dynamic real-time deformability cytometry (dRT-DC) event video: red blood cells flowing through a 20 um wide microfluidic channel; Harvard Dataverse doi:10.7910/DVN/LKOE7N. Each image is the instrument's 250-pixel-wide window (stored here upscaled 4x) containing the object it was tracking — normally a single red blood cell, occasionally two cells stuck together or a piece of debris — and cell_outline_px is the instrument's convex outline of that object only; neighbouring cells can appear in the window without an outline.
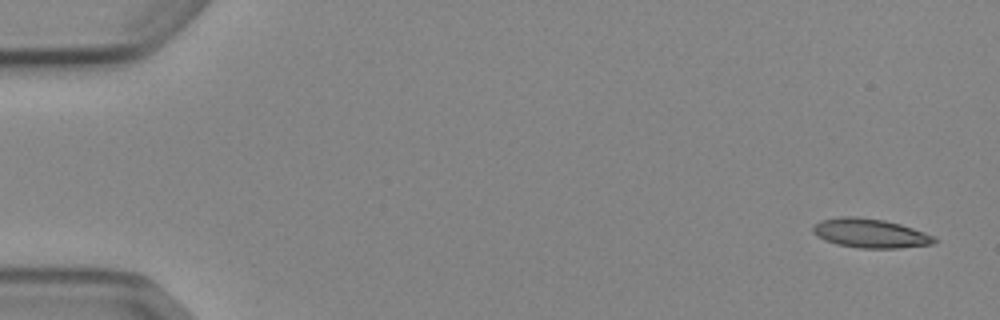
{"species": "Egyptian fruit bat (a non-hibernating species)", "species_latin": "Rousettus aegyptiacus", "temperature_condition": "cold", "stored_images_in_passage": 5, "camera_frame_rate_fps": 3000, "um_per_image_px": 0.085, "animal": {"sex": "female"}, "frame": {"image": 1, "passage_image": 1, "time_ms": 0.0, "image_size_px": [1000, 320], "cell_outline_px": [[940, 240], [932, 244], [900, 248], [860, 248], [836, 244], [824, 240], [812, 232], [812, 228], [820, 220], [840, 216], [856, 216], [884, 220], [900, 224], [936, 236]], "centroid_in_image_um": [73.98, 19.83], "position_along_channel_um": 11.0, "area_um2": 20.75}}
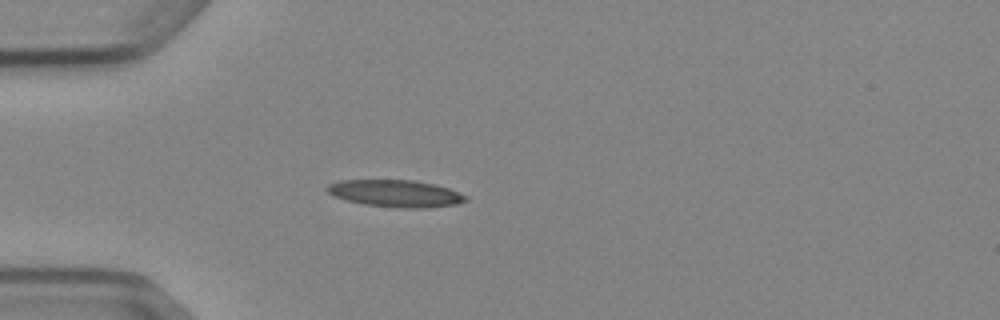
{"frame": {"image": 2, "passage_image": 4, "time_ms": 4.333, "image_size_px": [1000, 320], "cell_outline_px": [[468, 200], [456, 204], [424, 208], [404, 208], [364, 204], [348, 200], [336, 196], [328, 192], [324, 188], [328, 184], [340, 180], [416, 180], [436, 184], [448, 188], [468, 196]], "centroid_in_image_um": [33.65, 16.43], "position_along_channel_um": 51.4, "area_um2": 21.79}}